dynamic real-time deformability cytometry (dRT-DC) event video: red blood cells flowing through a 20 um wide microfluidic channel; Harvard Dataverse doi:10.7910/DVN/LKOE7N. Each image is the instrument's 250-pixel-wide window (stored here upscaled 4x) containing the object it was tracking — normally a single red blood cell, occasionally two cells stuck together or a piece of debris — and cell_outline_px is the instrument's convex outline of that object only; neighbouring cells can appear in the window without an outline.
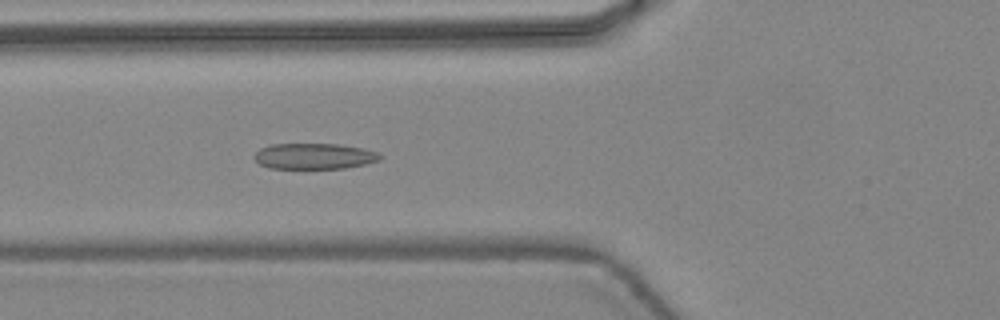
{"species": "common noctule bat (a hibernating species)", "species_latin": "Nyctalus noctula", "temperature_condition": "warm", "stored_images_in_passage": 42, "camera_frame_rate_fps": 3000, "um_per_image_px": 0.085, "animal": {"sex": "female", "body_mass_g": 24.6, "forearm_length_mm": 56.2}, "frame": {"image": 1, "passage_image": 14, "time_ms": 4.333, "image_size_px": [1000, 320], "cell_outline_px": [[380, 160], [364, 164], [344, 168], [268, 168], [260, 164], [252, 156], [260, 148], [272, 144], [336, 144], [364, 148], [376, 152], [380, 156]], "centroid_in_image_um": [26.67, 13.27], "position_along_channel_um": 99.1, "area_um2": 18.79}}
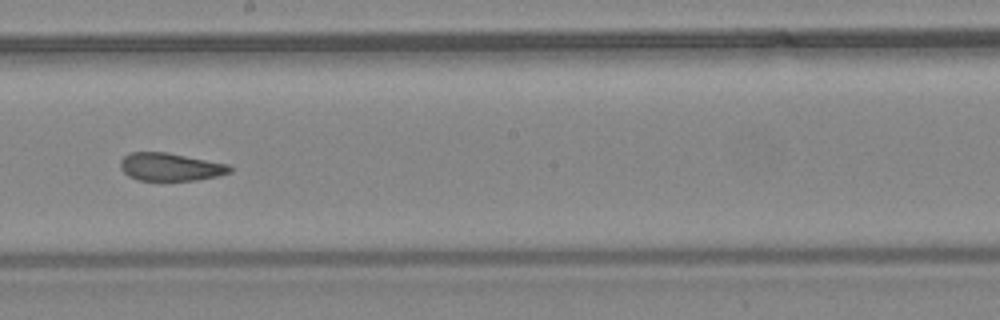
{"frame": {"image": 2, "passage_image": 23, "time_ms": 7.333, "image_size_px": [1000, 320], "cell_outline_px": [[232, 172], [216, 176], [196, 180], [140, 180], [128, 176], [120, 168], [120, 160], [128, 152], [168, 152], [228, 164], [232, 168]], "centroid_in_image_um": [14.46, 14.17], "position_along_channel_um": 233.7, "area_um2": 17.8}}
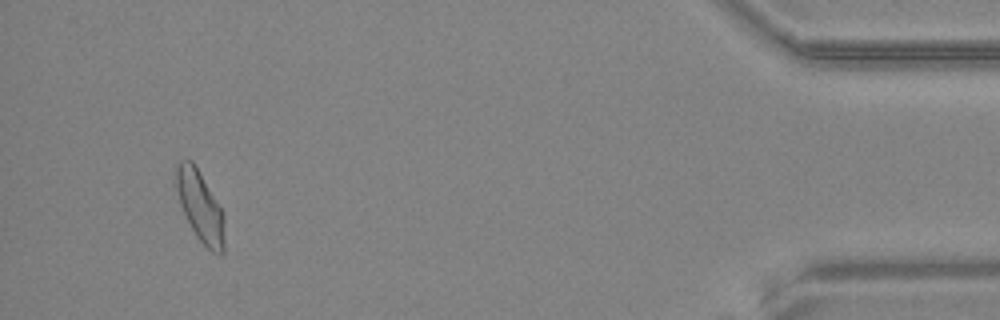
{"frame": {"image": 3, "passage_image": 40, "time_ms": 13.0, "image_size_px": [1000, 320], "cell_outline_px": [[224, 252], [220, 256], [212, 252], [196, 236], [180, 204], [176, 188], [176, 164], [180, 160], [192, 160], [220, 208], [224, 216]], "centroid_in_image_um": [17.02, 17.57], "position_along_channel_um": 418.2, "area_um2": 19.42}, "authors_computed_cell_mechanics": {"area_um2": 19.363, "velocity_mm_per_s": 4.4594, "shape_relaxation_time_tau1_ms": null, "shape_relaxation_time_tau2_ms": 0.9691, "deformation_change_tau1": null, "deformation_change_tau2": 0.0705}}